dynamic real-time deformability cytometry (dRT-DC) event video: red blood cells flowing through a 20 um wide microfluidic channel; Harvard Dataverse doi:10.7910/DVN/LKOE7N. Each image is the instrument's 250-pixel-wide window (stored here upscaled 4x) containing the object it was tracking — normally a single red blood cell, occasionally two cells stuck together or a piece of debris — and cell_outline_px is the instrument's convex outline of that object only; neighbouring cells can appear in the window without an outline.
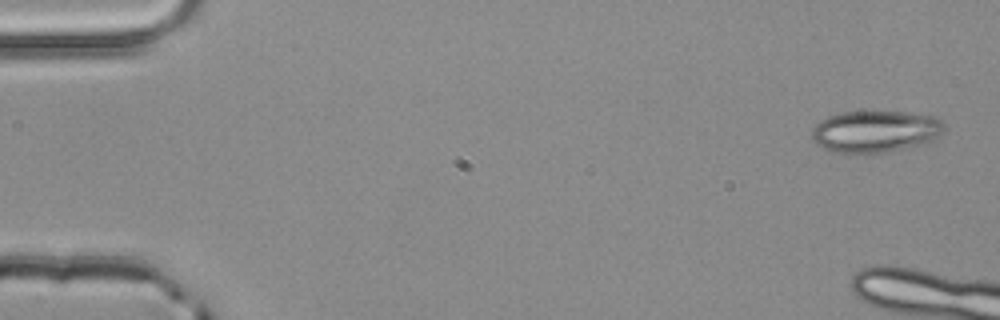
{"species": "common noctule bat (a hibernating species)", "species_latin": "Nyctalus noctula", "temperature_condition": "room temperature", "stored_images_in_passage": 5, "camera_frame_rate_fps": 3000, "um_per_image_px": 0.085, "animal": {"sex": "male", "body_mass_g": 20.4}, "frame": {"image": 1, "passage_image": 1, "time_ms": 0.0, "image_size_px": [1000, 320], "cell_outline_px": [[944, 128], [940, 136], [932, 140], [920, 144], [888, 152], [836, 152], [824, 148], [816, 144], [812, 140], [812, 128], [820, 120], [828, 116], [844, 112], [908, 112], [936, 116], [944, 124]], "centroid_in_image_um": [74.41, 11.16], "position_along_channel_um": 10.6, "area_um2": 32.02}}